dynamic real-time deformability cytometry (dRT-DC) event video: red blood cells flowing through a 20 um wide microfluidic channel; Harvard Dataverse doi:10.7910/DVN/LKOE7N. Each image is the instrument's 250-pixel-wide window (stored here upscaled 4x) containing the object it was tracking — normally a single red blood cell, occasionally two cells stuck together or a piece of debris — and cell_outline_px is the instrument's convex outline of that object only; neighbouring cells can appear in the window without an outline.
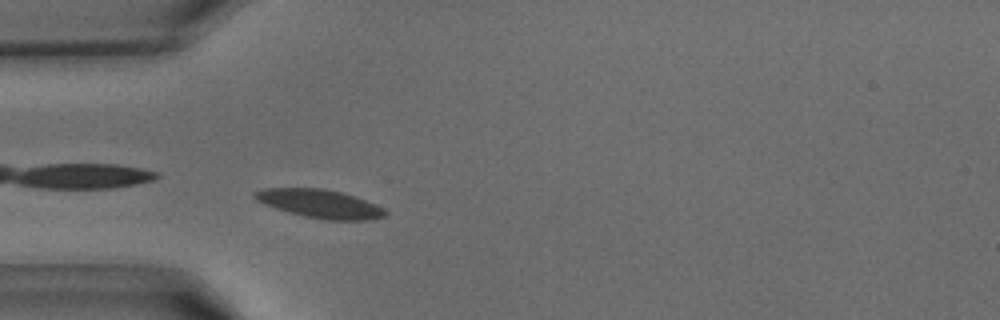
{"species": "common noctule bat (a hibernating species)", "species_latin": "Nyctalus noctula", "temperature_condition": "warm", "stored_images_in_passage": 36, "camera_frame_rate_fps": 3000, "um_per_image_px": 0.085, "animal": {"sex": "male", "body_mass_g": 15.6}, "frame": {"image": 1, "passage_image": 7, "time_ms": 2.0, "image_size_px": [1000, 320], "cell_outline_px": [[388, 216], [368, 220], [328, 220], [304, 216], [288, 212], [264, 204], [256, 200], [252, 196], [252, 192], [264, 188], [324, 188], [356, 196], [376, 204], [384, 208], [388, 212]], "centroid_in_image_um": [27.21, 17.31], "position_along_channel_um": 57.8, "area_um2": 21.85}}
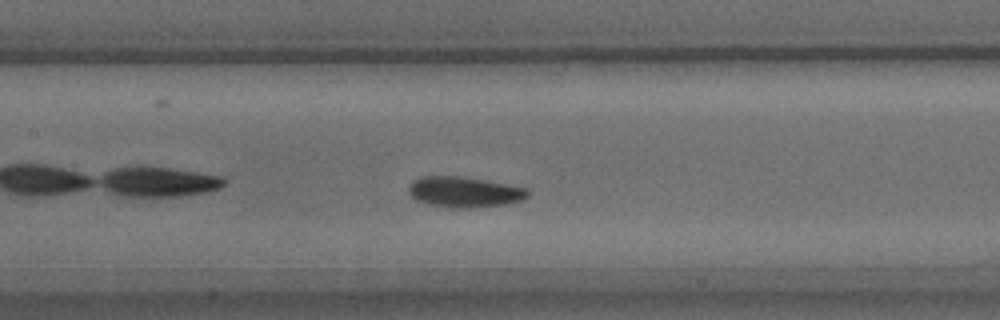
{"frame": {"image": 2, "passage_image": 14, "time_ms": 4.333, "image_size_px": [1000, 320], "cell_outline_px": [[528, 196], [524, 200], [508, 204], [468, 208], [452, 208], [428, 204], [416, 200], [408, 192], [408, 184], [412, 180], [420, 176], [460, 176], [488, 180], [528, 188]], "centroid_in_image_um": [39.47, 16.31], "position_along_channel_um": 167.9, "area_um2": 21.62}}
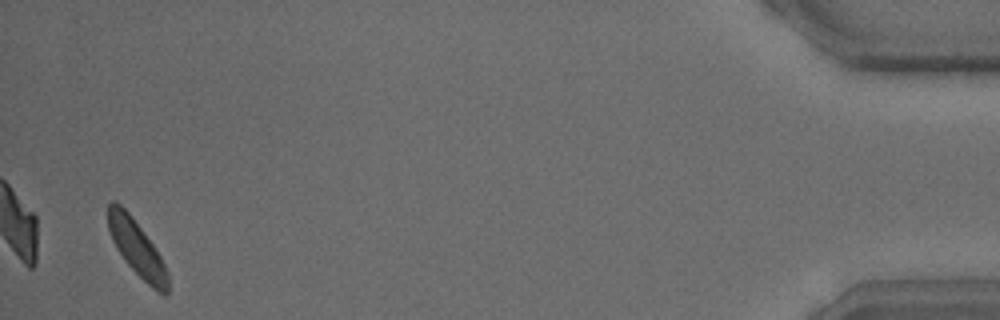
{"frame": {"image": 3, "passage_image": 35, "time_ms": 11.333, "image_size_px": [1000, 320], "cell_outline_px": [[168, 292], [164, 296], [156, 292], [124, 260], [116, 248], [112, 240], [108, 228], [108, 204], [112, 200], [116, 200], [128, 212], [156, 248], [168, 272]], "centroid_in_image_um": [11.63, 21.1], "position_along_channel_um": 423.6, "area_um2": 19.25}}